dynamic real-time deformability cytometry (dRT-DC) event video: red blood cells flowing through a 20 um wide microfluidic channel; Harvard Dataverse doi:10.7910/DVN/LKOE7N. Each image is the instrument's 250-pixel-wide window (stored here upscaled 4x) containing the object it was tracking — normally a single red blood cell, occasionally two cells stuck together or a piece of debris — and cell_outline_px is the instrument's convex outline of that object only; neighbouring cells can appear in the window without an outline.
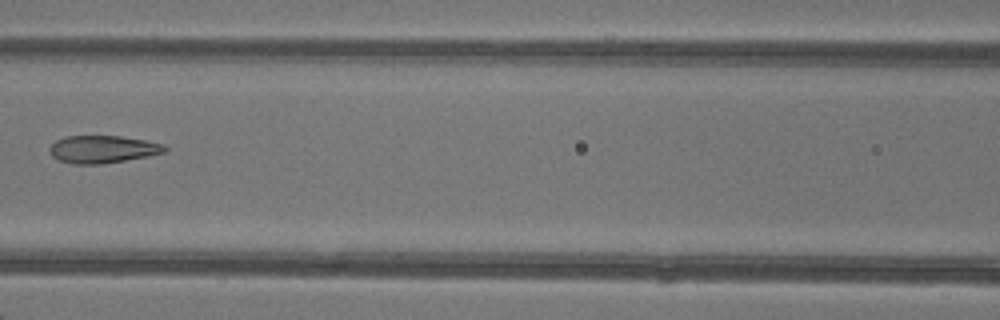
{"species": "common noctule bat (a hibernating species)", "species_latin": "Nyctalus noctula", "temperature_condition": "warm", "stored_images_in_passage": 4, "camera_frame_rate_fps": 3000, "um_per_image_px": 0.085, "animal": {"sex": "female"}, "frame": {"image": 1, "passage_image": 4, "time_ms": 3.667, "image_size_px": [1000, 320], "cell_outline_px": [[168, 152], [148, 156], [100, 164], [72, 164], [60, 160], [52, 156], [48, 148], [56, 140], [64, 136], [120, 136], [144, 140], [164, 144], [168, 148]], "centroid_in_image_um": [8.74, 12.68], "position_along_channel_um": 157.9, "area_um2": 18.5}}